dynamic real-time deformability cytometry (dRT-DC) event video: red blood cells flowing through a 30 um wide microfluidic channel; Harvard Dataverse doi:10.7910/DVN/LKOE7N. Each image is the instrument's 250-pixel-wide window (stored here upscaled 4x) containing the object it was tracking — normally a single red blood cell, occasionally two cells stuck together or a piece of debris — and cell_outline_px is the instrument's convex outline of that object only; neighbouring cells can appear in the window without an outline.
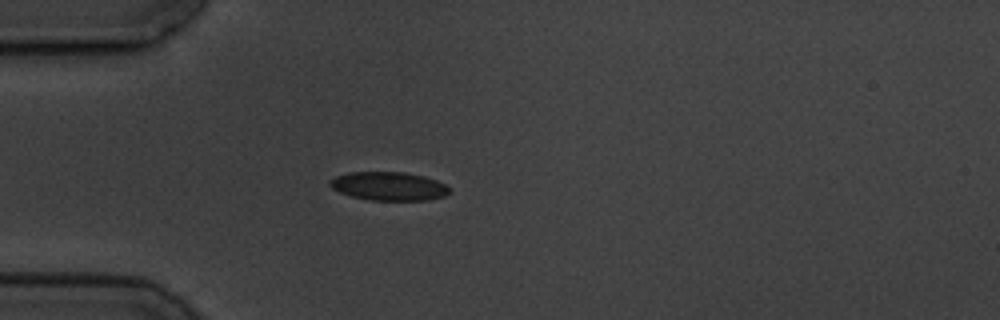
{"species": "common noctule bat (a hibernating species)", "species_latin": "Nyctalus noctula", "temperature_condition": "cold", "stored_images_in_passage": 6, "camera_frame_rate_fps": 3000, "um_per_image_px": 0.085, "animal": {"sex": "male", "body_mass_g": 19.5, "forearm_length_mm": 54.6}, "frame": {"image": 1, "passage_image": 1, "time_ms": 0.0, "image_size_px": [1000, 320], "cell_outline_px": [[452, 192], [444, 196], [428, 200], [368, 200], [352, 196], [340, 192], [332, 188], [328, 184], [328, 180], [336, 176], [348, 172], [404, 172], [424, 176], [436, 180], [452, 188]], "centroid_in_image_um": [33.06, 15.82], "position_along_channel_um": 51.9, "area_um2": 20.06}}
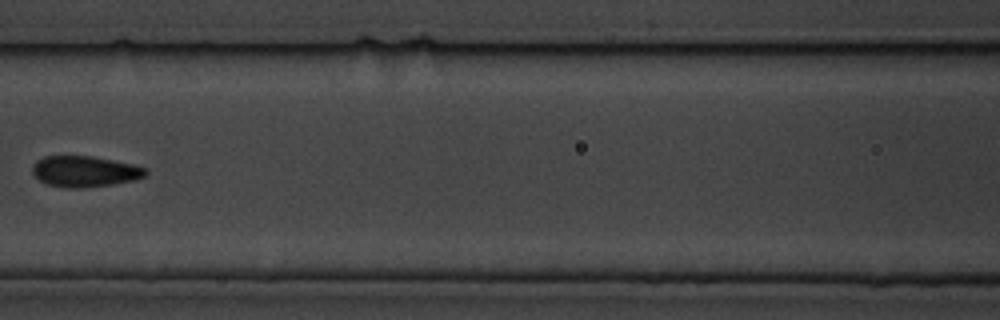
{"frame": {"image": 2, "passage_image": 4, "time_ms": 3.333, "image_size_px": [1000, 320], "cell_outline_px": [[148, 172], [144, 176], [132, 180], [112, 184], [76, 188], [68, 188], [48, 184], [40, 180], [32, 172], [32, 164], [36, 160], [44, 156], [92, 156], [132, 164], [148, 168]], "centroid_in_image_um": [7.19, 14.56], "position_along_channel_um": 159.4, "area_um2": 20.23}}
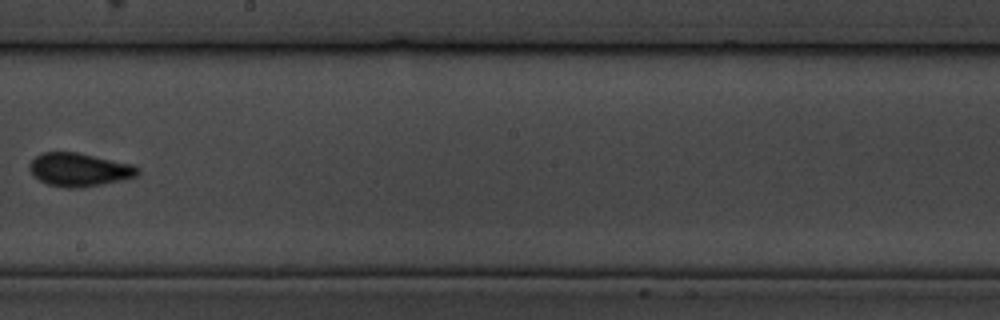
{"frame": {"image": 3, "passage_image": 6, "time_ms": 5.667, "image_size_px": [1000, 320], "cell_outline_px": [[140, 172], [136, 176], [120, 180], [84, 188], [64, 188], [48, 184], [40, 180], [28, 168], [28, 164], [36, 156], [44, 152], [76, 152], [132, 164], [140, 168]], "centroid_in_image_um": [6.74, 14.43], "position_along_channel_um": 241.5, "area_um2": 20.92}}